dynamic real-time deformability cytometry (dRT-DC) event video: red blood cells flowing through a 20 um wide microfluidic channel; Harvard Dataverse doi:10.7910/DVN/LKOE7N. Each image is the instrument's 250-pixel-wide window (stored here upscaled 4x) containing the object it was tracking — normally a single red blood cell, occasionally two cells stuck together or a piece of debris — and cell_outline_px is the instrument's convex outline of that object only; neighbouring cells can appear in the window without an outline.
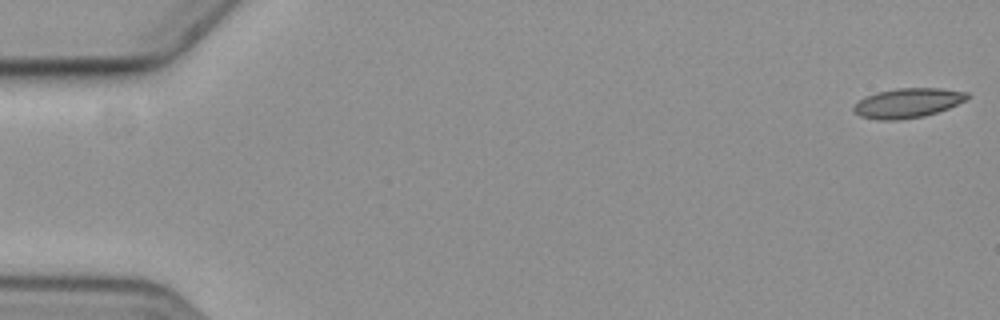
{"species": "common noctule bat (a hibernating species)", "species_latin": "Nyctalus noctula", "temperature_condition": "cold", "stored_images_in_passage": 8, "camera_frame_rate_fps": 3000, "um_per_image_px": 0.085, "animal": {"sex": "female", "body_mass_g": 19.3, "forearm_length_mm": 54.1}, "frame": {"image": 1, "passage_image": 1, "time_ms": 0.0, "image_size_px": [1000, 320], "cell_outline_px": [[968, 96], [964, 100], [948, 108], [924, 116], [900, 120], [880, 120], [860, 116], [852, 108], [860, 100], [876, 92], [896, 88], [940, 88], [968, 92]], "centroid_in_image_um": [77.15, 8.75], "position_along_channel_um": 7.9, "area_um2": 19.31}}
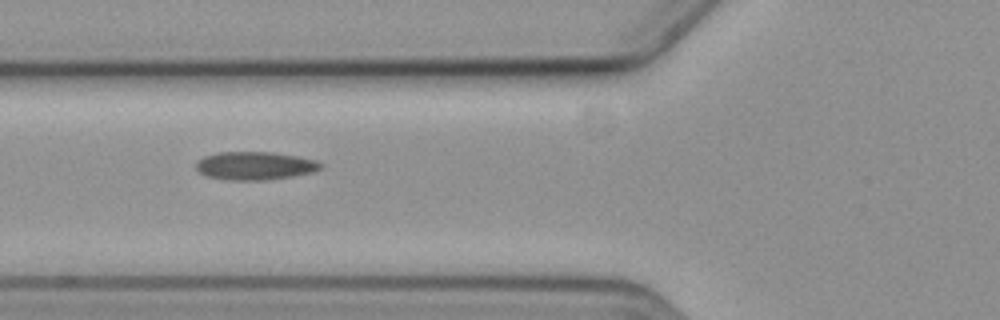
{"frame": {"image": 2, "passage_image": 7, "time_ms": 7.0, "image_size_px": [1000, 320], "cell_outline_px": [[324, 168], [312, 172], [292, 176], [264, 180], [232, 180], [208, 176], [200, 172], [196, 168], [196, 160], [204, 156], [220, 152], [272, 152], [296, 156], [316, 160], [324, 164]], "centroid_in_image_um": [21.7, 14.08], "position_along_channel_um": 104.1, "area_um2": 20.4}}
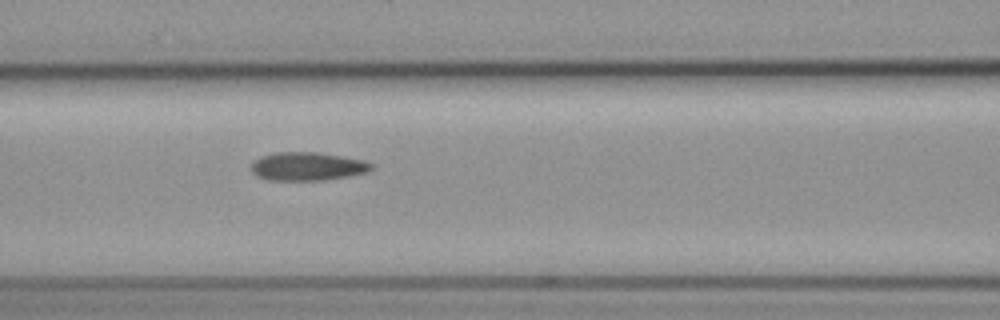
{"frame": {"image": 3, "passage_image": 8, "time_ms": 8.0, "image_size_px": [1000, 320], "cell_outline_px": [[372, 168], [368, 172], [348, 176], [324, 180], [268, 180], [256, 176], [252, 172], [252, 164], [260, 156], [276, 152], [316, 152], [364, 160], [372, 164]], "centroid_in_image_um": [26.12, 14.14], "position_along_channel_um": 140.5, "area_um2": 19.77}}